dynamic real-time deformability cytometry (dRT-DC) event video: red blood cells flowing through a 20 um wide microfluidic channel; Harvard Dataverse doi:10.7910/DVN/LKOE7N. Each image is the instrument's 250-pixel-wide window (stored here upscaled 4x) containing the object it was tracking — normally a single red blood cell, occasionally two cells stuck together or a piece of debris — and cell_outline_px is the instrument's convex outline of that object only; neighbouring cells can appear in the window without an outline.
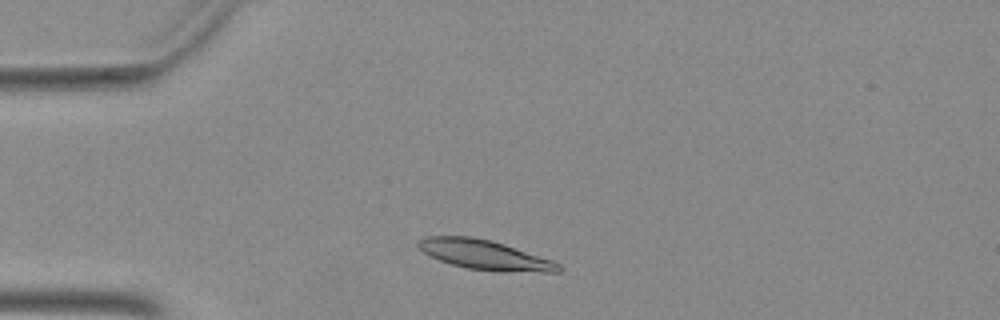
{"species": "Egyptian fruit bat (a non-hibernating species)", "species_latin": "Rousettus aegyptiacus", "temperature_condition": "warm", "stored_images_in_passage": 43, "camera_frame_rate_fps": 3000, "um_per_image_px": 0.085, "animal": {"sex": "female"}, "frame": {"image": 1, "passage_image": 5, "time_ms": 1.333, "image_size_px": [1000, 320], "cell_outline_px": [[564, 268], [560, 272], [500, 272], [468, 268], [452, 264], [440, 260], [424, 252], [416, 244], [424, 236], [472, 236], [504, 244], [552, 260], [560, 264]], "centroid_in_image_um": [41.25, 21.67], "position_along_channel_um": 43.8, "area_um2": 24.1}}
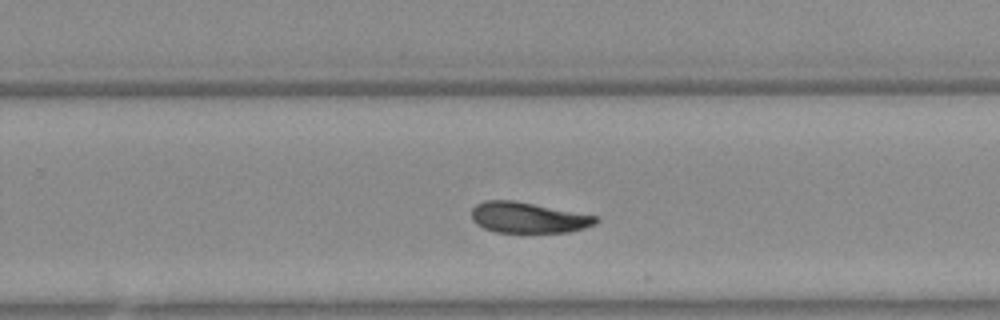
{"frame": {"image": 2, "passage_image": 25, "time_ms": 8.0, "image_size_px": [1000, 320], "cell_outline_px": [[600, 220], [596, 224], [584, 228], [568, 232], [496, 232], [484, 228], [476, 224], [472, 220], [472, 208], [476, 204], [484, 200], [512, 200], [596, 216]], "centroid_in_image_um": [44.86, 18.5], "position_along_channel_um": 284.9, "area_um2": 22.08}}
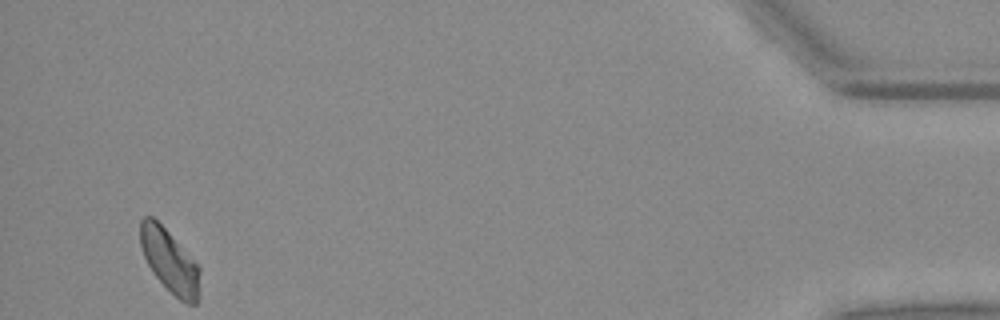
{"frame": {"image": 3, "passage_image": 41, "time_ms": 13.333, "image_size_px": [1000, 320], "cell_outline_px": [[200, 268], [196, 304], [184, 304], [152, 272], [144, 256], [140, 244], [140, 220], [144, 216], [152, 216], [168, 232]], "centroid_in_image_um": [14.38, 22.17], "position_along_channel_um": 420.8, "area_um2": 21.21}}